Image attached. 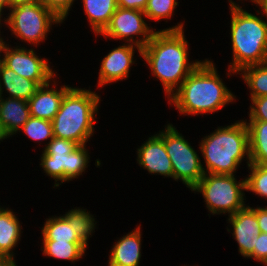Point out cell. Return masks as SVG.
<instances>
[{
	"mask_svg": "<svg viewBox=\"0 0 267 266\" xmlns=\"http://www.w3.org/2000/svg\"><path fill=\"white\" fill-rule=\"evenodd\" d=\"M141 225L130 230L126 235L121 236L113 242L108 266H139L142 256V232Z\"/></svg>",
	"mask_w": 267,
	"mask_h": 266,
	"instance_id": "16",
	"label": "cell"
},
{
	"mask_svg": "<svg viewBox=\"0 0 267 266\" xmlns=\"http://www.w3.org/2000/svg\"><path fill=\"white\" fill-rule=\"evenodd\" d=\"M5 17L1 21L4 23L1 24L9 29L12 37L35 48H38L41 42L44 44L54 25L58 27L64 23L40 1L10 8Z\"/></svg>",
	"mask_w": 267,
	"mask_h": 266,
	"instance_id": "7",
	"label": "cell"
},
{
	"mask_svg": "<svg viewBox=\"0 0 267 266\" xmlns=\"http://www.w3.org/2000/svg\"><path fill=\"white\" fill-rule=\"evenodd\" d=\"M150 136L136 149L137 164L148 174L173 179L171 160L164 145V129Z\"/></svg>",
	"mask_w": 267,
	"mask_h": 266,
	"instance_id": "13",
	"label": "cell"
},
{
	"mask_svg": "<svg viewBox=\"0 0 267 266\" xmlns=\"http://www.w3.org/2000/svg\"><path fill=\"white\" fill-rule=\"evenodd\" d=\"M256 8H259V10L261 11V13L267 19V0H259Z\"/></svg>",
	"mask_w": 267,
	"mask_h": 266,
	"instance_id": "36",
	"label": "cell"
},
{
	"mask_svg": "<svg viewBox=\"0 0 267 266\" xmlns=\"http://www.w3.org/2000/svg\"><path fill=\"white\" fill-rule=\"evenodd\" d=\"M238 1V3L236 2V1H234V0H228V5H229V7H232V6H240V5H238V4H240L239 3V1H248V0H237ZM249 1H251L252 2V5L254 6V5H256L257 6V4H258V2H259V0H249Z\"/></svg>",
	"mask_w": 267,
	"mask_h": 266,
	"instance_id": "37",
	"label": "cell"
},
{
	"mask_svg": "<svg viewBox=\"0 0 267 266\" xmlns=\"http://www.w3.org/2000/svg\"><path fill=\"white\" fill-rule=\"evenodd\" d=\"M8 139L5 134L3 133L1 127H0V144L3 142V140Z\"/></svg>",
	"mask_w": 267,
	"mask_h": 266,
	"instance_id": "39",
	"label": "cell"
},
{
	"mask_svg": "<svg viewBox=\"0 0 267 266\" xmlns=\"http://www.w3.org/2000/svg\"><path fill=\"white\" fill-rule=\"evenodd\" d=\"M45 220L40 232L41 240L82 242L70 222L63 215L48 216Z\"/></svg>",
	"mask_w": 267,
	"mask_h": 266,
	"instance_id": "23",
	"label": "cell"
},
{
	"mask_svg": "<svg viewBox=\"0 0 267 266\" xmlns=\"http://www.w3.org/2000/svg\"><path fill=\"white\" fill-rule=\"evenodd\" d=\"M245 176L246 192H252L267 202V165L251 163Z\"/></svg>",
	"mask_w": 267,
	"mask_h": 266,
	"instance_id": "27",
	"label": "cell"
},
{
	"mask_svg": "<svg viewBox=\"0 0 267 266\" xmlns=\"http://www.w3.org/2000/svg\"><path fill=\"white\" fill-rule=\"evenodd\" d=\"M242 7H229L232 60L226 78L246 66L267 62V19L259 8L254 14Z\"/></svg>",
	"mask_w": 267,
	"mask_h": 266,
	"instance_id": "4",
	"label": "cell"
},
{
	"mask_svg": "<svg viewBox=\"0 0 267 266\" xmlns=\"http://www.w3.org/2000/svg\"><path fill=\"white\" fill-rule=\"evenodd\" d=\"M237 75H240L244 84L249 89L250 100L267 96V62L246 66Z\"/></svg>",
	"mask_w": 267,
	"mask_h": 266,
	"instance_id": "25",
	"label": "cell"
},
{
	"mask_svg": "<svg viewBox=\"0 0 267 266\" xmlns=\"http://www.w3.org/2000/svg\"><path fill=\"white\" fill-rule=\"evenodd\" d=\"M40 0H9V9L20 6L22 4L38 2Z\"/></svg>",
	"mask_w": 267,
	"mask_h": 266,
	"instance_id": "35",
	"label": "cell"
},
{
	"mask_svg": "<svg viewBox=\"0 0 267 266\" xmlns=\"http://www.w3.org/2000/svg\"><path fill=\"white\" fill-rule=\"evenodd\" d=\"M22 224L13 209L0 205V259L2 261H16L14 252L23 236Z\"/></svg>",
	"mask_w": 267,
	"mask_h": 266,
	"instance_id": "17",
	"label": "cell"
},
{
	"mask_svg": "<svg viewBox=\"0 0 267 266\" xmlns=\"http://www.w3.org/2000/svg\"><path fill=\"white\" fill-rule=\"evenodd\" d=\"M8 10H9V0H0V21L3 20L4 15H7L6 12H8Z\"/></svg>",
	"mask_w": 267,
	"mask_h": 266,
	"instance_id": "34",
	"label": "cell"
},
{
	"mask_svg": "<svg viewBox=\"0 0 267 266\" xmlns=\"http://www.w3.org/2000/svg\"><path fill=\"white\" fill-rule=\"evenodd\" d=\"M38 87L39 85L35 81L19 76L15 71L6 67L3 63L1 64L0 96H3L5 91L7 97L28 101Z\"/></svg>",
	"mask_w": 267,
	"mask_h": 266,
	"instance_id": "19",
	"label": "cell"
},
{
	"mask_svg": "<svg viewBox=\"0 0 267 266\" xmlns=\"http://www.w3.org/2000/svg\"><path fill=\"white\" fill-rule=\"evenodd\" d=\"M1 64H2V60H1V54H0V67H1Z\"/></svg>",
	"mask_w": 267,
	"mask_h": 266,
	"instance_id": "41",
	"label": "cell"
},
{
	"mask_svg": "<svg viewBox=\"0 0 267 266\" xmlns=\"http://www.w3.org/2000/svg\"><path fill=\"white\" fill-rule=\"evenodd\" d=\"M254 242V261L267 266V233H260L255 235Z\"/></svg>",
	"mask_w": 267,
	"mask_h": 266,
	"instance_id": "31",
	"label": "cell"
},
{
	"mask_svg": "<svg viewBox=\"0 0 267 266\" xmlns=\"http://www.w3.org/2000/svg\"><path fill=\"white\" fill-rule=\"evenodd\" d=\"M84 14L93 34L99 35L118 8L117 0H82Z\"/></svg>",
	"mask_w": 267,
	"mask_h": 266,
	"instance_id": "20",
	"label": "cell"
},
{
	"mask_svg": "<svg viewBox=\"0 0 267 266\" xmlns=\"http://www.w3.org/2000/svg\"><path fill=\"white\" fill-rule=\"evenodd\" d=\"M226 229L238 245V253L254 260L255 235L260 234L256 213L247 205L227 218ZM232 232H231V231Z\"/></svg>",
	"mask_w": 267,
	"mask_h": 266,
	"instance_id": "14",
	"label": "cell"
},
{
	"mask_svg": "<svg viewBox=\"0 0 267 266\" xmlns=\"http://www.w3.org/2000/svg\"><path fill=\"white\" fill-rule=\"evenodd\" d=\"M63 216L70 222L78 237L88 247V240L93 236L95 229H98V222L95 220L97 218L83 207L71 208Z\"/></svg>",
	"mask_w": 267,
	"mask_h": 266,
	"instance_id": "24",
	"label": "cell"
},
{
	"mask_svg": "<svg viewBox=\"0 0 267 266\" xmlns=\"http://www.w3.org/2000/svg\"><path fill=\"white\" fill-rule=\"evenodd\" d=\"M148 0H117L118 7L144 11Z\"/></svg>",
	"mask_w": 267,
	"mask_h": 266,
	"instance_id": "33",
	"label": "cell"
},
{
	"mask_svg": "<svg viewBox=\"0 0 267 266\" xmlns=\"http://www.w3.org/2000/svg\"><path fill=\"white\" fill-rule=\"evenodd\" d=\"M250 106L248 118L244 121H264L267 122V96L252 98Z\"/></svg>",
	"mask_w": 267,
	"mask_h": 266,
	"instance_id": "29",
	"label": "cell"
},
{
	"mask_svg": "<svg viewBox=\"0 0 267 266\" xmlns=\"http://www.w3.org/2000/svg\"><path fill=\"white\" fill-rule=\"evenodd\" d=\"M214 61L205 58L168 98L183 116L215 114L238 100L220 78Z\"/></svg>",
	"mask_w": 267,
	"mask_h": 266,
	"instance_id": "2",
	"label": "cell"
},
{
	"mask_svg": "<svg viewBox=\"0 0 267 266\" xmlns=\"http://www.w3.org/2000/svg\"><path fill=\"white\" fill-rule=\"evenodd\" d=\"M2 35L0 54L2 63L15 71L19 76L35 81L39 86L47 84L58 73L50 66L48 58H41L33 48L19 45H9ZM5 40V41H4ZM12 46V47H11ZM37 53V54H36Z\"/></svg>",
	"mask_w": 267,
	"mask_h": 266,
	"instance_id": "10",
	"label": "cell"
},
{
	"mask_svg": "<svg viewBox=\"0 0 267 266\" xmlns=\"http://www.w3.org/2000/svg\"><path fill=\"white\" fill-rule=\"evenodd\" d=\"M6 96L5 92L0 96V127L5 136L10 139L13 135H17L28 121L30 111L27 101Z\"/></svg>",
	"mask_w": 267,
	"mask_h": 266,
	"instance_id": "18",
	"label": "cell"
},
{
	"mask_svg": "<svg viewBox=\"0 0 267 266\" xmlns=\"http://www.w3.org/2000/svg\"><path fill=\"white\" fill-rule=\"evenodd\" d=\"M249 207L256 213L260 233H267V206Z\"/></svg>",
	"mask_w": 267,
	"mask_h": 266,
	"instance_id": "32",
	"label": "cell"
},
{
	"mask_svg": "<svg viewBox=\"0 0 267 266\" xmlns=\"http://www.w3.org/2000/svg\"><path fill=\"white\" fill-rule=\"evenodd\" d=\"M77 0H40L49 10L54 12L63 22L68 18L73 3Z\"/></svg>",
	"mask_w": 267,
	"mask_h": 266,
	"instance_id": "30",
	"label": "cell"
},
{
	"mask_svg": "<svg viewBox=\"0 0 267 266\" xmlns=\"http://www.w3.org/2000/svg\"><path fill=\"white\" fill-rule=\"evenodd\" d=\"M87 145H78L74 141L53 137L42 149L40 166L43 173L54 180V187L79 179L90 163ZM84 172V173H83Z\"/></svg>",
	"mask_w": 267,
	"mask_h": 266,
	"instance_id": "6",
	"label": "cell"
},
{
	"mask_svg": "<svg viewBox=\"0 0 267 266\" xmlns=\"http://www.w3.org/2000/svg\"><path fill=\"white\" fill-rule=\"evenodd\" d=\"M41 251L43 256L52 259L71 261V263L81 260L86 256L88 247L83 242H62L54 240H42Z\"/></svg>",
	"mask_w": 267,
	"mask_h": 266,
	"instance_id": "21",
	"label": "cell"
},
{
	"mask_svg": "<svg viewBox=\"0 0 267 266\" xmlns=\"http://www.w3.org/2000/svg\"><path fill=\"white\" fill-rule=\"evenodd\" d=\"M58 74L47 84L41 85L35 94L27 101L30 116L52 121L59 108L65 93L72 87L70 85H57ZM59 87V89H58Z\"/></svg>",
	"mask_w": 267,
	"mask_h": 266,
	"instance_id": "15",
	"label": "cell"
},
{
	"mask_svg": "<svg viewBox=\"0 0 267 266\" xmlns=\"http://www.w3.org/2000/svg\"><path fill=\"white\" fill-rule=\"evenodd\" d=\"M249 133L251 163L267 165V122L245 121Z\"/></svg>",
	"mask_w": 267,
	"mask_h": 266,
	"instance_id": "22",
	"label": "cell"
},
{
	"mask_svg": "<svg viewBox=\"0 0 267 266\" xmlns=\"http://www.w3.org/2000/svg\"><path fill=\"white\" fill-rule=\"evenodd\" d=\"M145 18L143 11L118 7L109 24L95 37L102 36L103 39L105 37V39L120 40L143 48L157 30L151 27Z\"/></svg>",
	"mask_w": 267,
	"mask_h": 266,
	"instance_id": "11",
	"label": "cell"
},
{
	"mask_svg": "<svg viewBox=\"0 0 267 266\" xmlns=\"http://www.w3.org/2000/svg\"><path fill=\"white\" fill-rule=\"evenodd\" d=\"M0 266H18L17 261L15 262H0Z\"/></svg>",
	"mask_w": 267,
	"mask_h": 266,
	"instance_id": "38",
	"label": "cell"
},
{
	"mask_svg": "<svg viewBox=\"0 0 267 266\" xmlns=\"http://www.w3.org/2000/svg\"><path fill=\"white\" fill-rule=\"evenodd\" d=\"M184 22L156 30L151 40L142 48L141 58L151 75L160 81L165 98L180 87L189 74L203 61L190 60V43L186 39Z\"/></svg>",
	"mask_w": 267,
	"mask_h": 266,
	"instance_id": "1",
	"label": "cell"
},
{
	"mask_svg": "<svg viewBox=\"0 0 267 266\" xmlns=\"http://www.w3.org/2000/svg\"><path fill=\"white\" fill-rule=\"evenodd\" d=\"M71 87L64 95L59 111L52 120L53 136L86 145L95 133L100 107V93Z\"/></svg>",
	"mask_w": 267,
	"mask_h": 266,
	"instance_id": "5",
	"label": "cell"
},
{
	"mask_svg": "<svg viewBox=\"0 0 267 266\" xmlns=\"http://www.w3.org/2000/svg\"><path fill=\"white\" fill-rule=\"evenodd\" d=\"M164 126V145L171 160L173 180L182 182L192 190L204 176L202 158L182 133L173 124L166 122Z\"/></svg>",
	"mask_w": 267,
	"mask_h": 266,
	"instance_id": "9",
	"label": "cell"
},
{
	"mask_svg": "<svg viewBox=\"0 0 267 266\" xmlns=\"http://www.w3.org/2000/svg\"><path fill=\"white\" fill-rule=\"evenodd\" d=\"M137 49V50H136ZM141 58L142 48L130 44V43H123L118 47L113 48L110 50L107 55L103 56L100 63V69L98 72V80L96 86L97 89H101L104 86H107L112 83H117L118 81L128 80L130 77V69L132 68L133 64H137L136 58L134 56L136 51Z\"/></svg>",
	"mask_w": 267,
	"mask_h": 266,
	"instance_id": "12",
	"label": "cell"
},
{
	"mask_svg": "<svg viewBox=\"0 0 267 266\" xmlns=\"http://www.w3.org/2000/svg\"><path fill=\"white\" fill-rule=\"evenodd\" d=\"M234 175L207 173L191 190L202 194L206 209L210 215L231 216L243 209L246 204V180H238Z\"/></svg>",
	"mask_w": 267,
	"mask_h": 266,
	"instance_id": "8",
	"label": "cell"
},
{
	"mask_svg": "<svg viewBox=\"0 0 267 266\" xmlns=\"http://www.w3.org/2000/svg\"><path fill=\"white\" fill-rule=\"evenodd\" d=\"M2 22L0 21V29L2 28V24H1ZM3 34V30H2V32H1V30H0V41L2 40V34Z\"/></svg>",
	"mask_w": 267,
	"mask_h": 266,
	"instance_id": "40",
	"label": "cell"
},
{
	"mask_svg": "<svg viewBox=\"0 0 267 266\" xmlns=\"http://www.w3.org/2000/svg\"><path fill=\"white\" fill-rule=\"evenodd\" d=\"M32 141H36L38 146L41 142L46 146L53 139V124L52 121L46 119H40L30 116L28 121L19 130ZM48 141V143H47Z\"/></svg>",
	"mask_w": 267,
	"mask_h": 266,
	"instance_id": "26",
	"label": "cell"
},
{
	"mask_svg": "<svg viewBox=\"0 0 267 266\" xmlns=\"http://www.w3.org/2000/svg\"><path fill=\"white\" fill-rule=\"evenodd\" d=\"M200 141L199 153L204 158L201 163L205 174L234 175L243 160L246 161V167L251 164L249 133L244 118L230 125L217 126Z\"/></svg>",
	"mask_w": 267,
	"mask_h": 266,
	"instance_id": "3",
	"label": "cell"
},
{
	"mask_svg": "<svg viewBox=\"0 0 267 266\" xmlns=\"http://www.w3.org/2000/svg\"><path fill=\"white\" fill-rule=\"evenodd\" d=\"M180 2L177 0H148L144 9L146 19L159 22L166 20V23L173 18ZM176 9V10H175Z\"/></svg>",
	"mask_w": 267,
	"mask_h": 266,
	"instance_id": "28",
	"label": "cell"
}]
</instances>
